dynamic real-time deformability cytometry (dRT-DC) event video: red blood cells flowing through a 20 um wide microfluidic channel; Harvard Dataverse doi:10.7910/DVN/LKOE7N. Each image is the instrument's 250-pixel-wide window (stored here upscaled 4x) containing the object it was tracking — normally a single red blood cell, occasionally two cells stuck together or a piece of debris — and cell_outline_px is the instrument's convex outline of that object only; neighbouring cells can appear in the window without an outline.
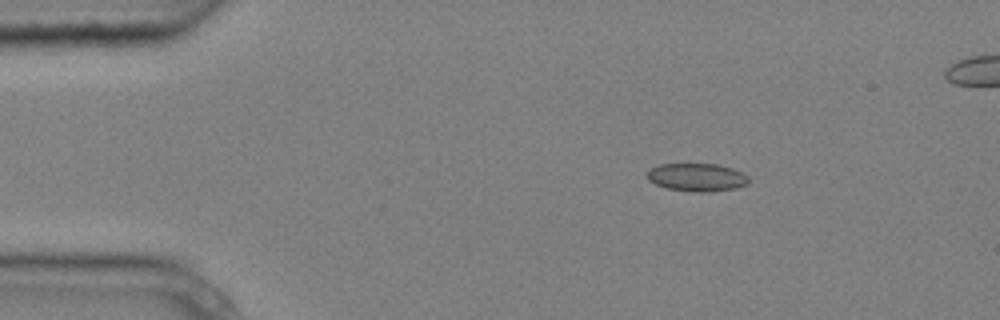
{"species": "common noctule bat (a hibernating species)", "species_latin": "Nyctalus noctula", "temperature_condition": "cold", "stored_images_in_passage": 5, "camera_frame_rate_fps": 3000, "um_per_image_px": 0.085, "animal": {"sex": "male", "body_mass_g": 20.4}, "frame": {"image": 1, "passage_image": 3, "time_ms": 0.667, "image_size_px": [1000, 320], "cell_outline_px": [[748, 184], [736, 188], [708, 192], [700, 192], [668, 188], [656, 184], [648, 180], [644, 172], [648, 168], [660, 164], [716, 164], [732, 168], [748, 176]], "centroid_in_image_um": [59.19, 15.06], "position_along_channel_um": 25.8, "area_um2": 16.59}}